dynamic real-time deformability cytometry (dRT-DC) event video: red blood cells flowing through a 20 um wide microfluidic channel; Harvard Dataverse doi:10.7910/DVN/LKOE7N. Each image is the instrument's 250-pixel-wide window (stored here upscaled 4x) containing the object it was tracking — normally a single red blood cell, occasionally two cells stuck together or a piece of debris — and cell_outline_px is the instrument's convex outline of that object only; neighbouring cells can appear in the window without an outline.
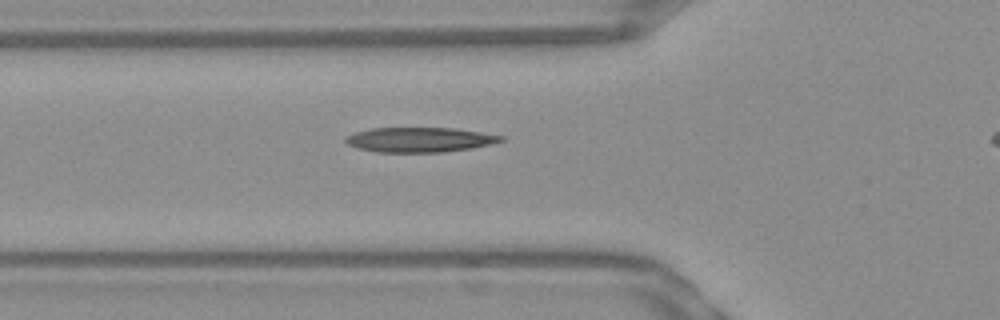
{"species": "Egyptian fruit bat (a non-hibernating species)", "species_latin": "Rousettus aegyptiacus", "temperature_condition": "warm", "stored_images_in_passage": 39, "camera_frame_rate_fps": 3000, "um_per_image_px": 0.085, "frame": {"image": 1, "passage_image": 11, "time_ms": 3.333, "image_size_px": [1000, 320], "cell_outline_px": [[504, 140], [472, 148], [444, 152], [376, 152], [356, 148], [348, 144], [344, 140], [348, 136], [356, 132], [372, 128], [452, 128], [480, 132], [504, 136]], "centroid_in_image_um": [35.65, 11.88], "position_along_channel_um": 90.2, "area_um2": 22.25}}
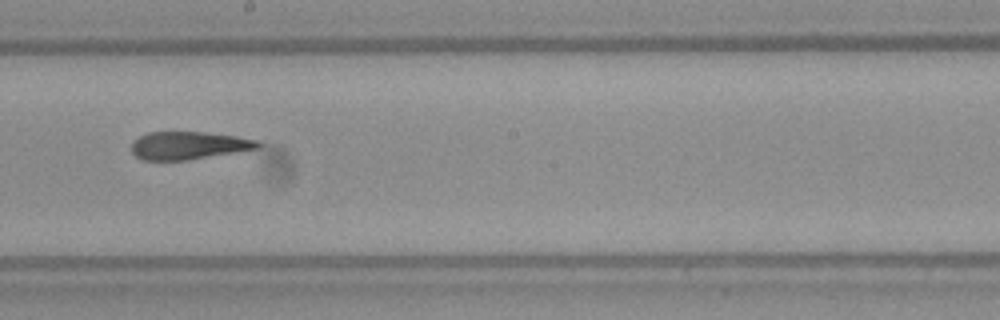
{"frame": {"image": 2, "passage_image": 22, "time_ms": 7.0, "image_size_px": [1000, 320], "cell_outline_px": [[264, 144], [260, 148], [188, 160], [140, 160], [132, 152], [132, 144], [140, 136], [148, 132], [204, 132], [236, 136], [260, 140]], "centroid_in_image_um": [16.09, 12.36], "position_along_channel_um": 232.1, "area_um2": 20.58}}
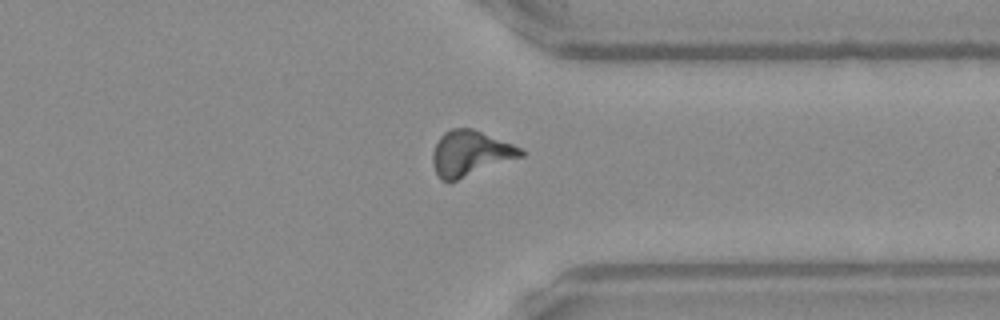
{"frame": {"image": 3, "passage_image": 33, "time_ms": 10.667, "image_size_px": [1000, 320], "cell_outline_px": [[524, 156], [448, 184], [440, 180], [432, 164], [432, 152], [440, 136], [444, 132], [452, 128], [472, 128], [524, 148]], "centroid_in_image_um": [39.97, 13.06], "position_along_channel_um": 371.4, "area_um2": 23.76}}